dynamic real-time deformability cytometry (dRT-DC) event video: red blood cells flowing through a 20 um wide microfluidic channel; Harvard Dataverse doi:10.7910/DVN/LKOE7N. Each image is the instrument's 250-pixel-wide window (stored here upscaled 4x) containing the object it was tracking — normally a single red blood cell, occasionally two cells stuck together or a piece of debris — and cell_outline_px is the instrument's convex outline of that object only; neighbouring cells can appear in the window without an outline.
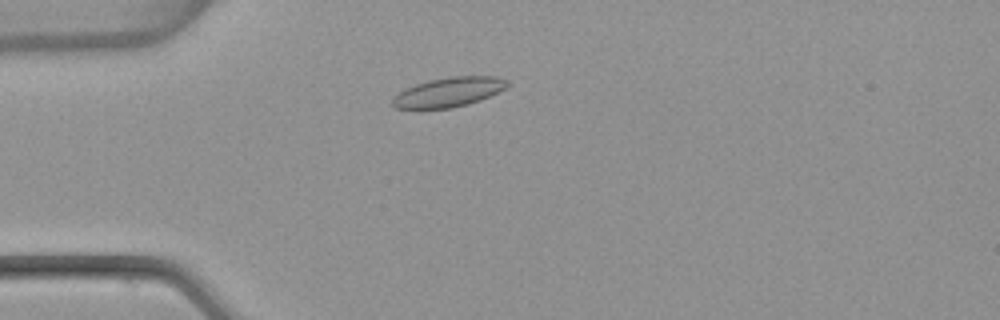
{"species": "common noctule bat (a hibernating species)", "species_latin": "Nyctalus noctula", "temperature_condition": "warm", "stored_images_in_passage": 48, "camera_frame_rate_fps": 3000, "um_per_image_px": 0.085, "animal": {"sex": "female", "body_mass_g": 22.7, "forearm_length_mm": 54.2}, "frame": {"image": 1, "passage_image": 9, "time_ms": 2.667, "image_size_px": [1000, 320], "cell_outline_px": [[512, 84], [480, 100], [468, 104], [452, 108], [420, 112], [396, 108], [392, 104], [392, 100], [400, 92], [416, 84], [428, 80], [448, 76], [496, 76], [508, 80]], "centroid_in_image_um": [38.09, 7.87], "position_along_channel_um": 46.9, "area_um2": 20.35}}
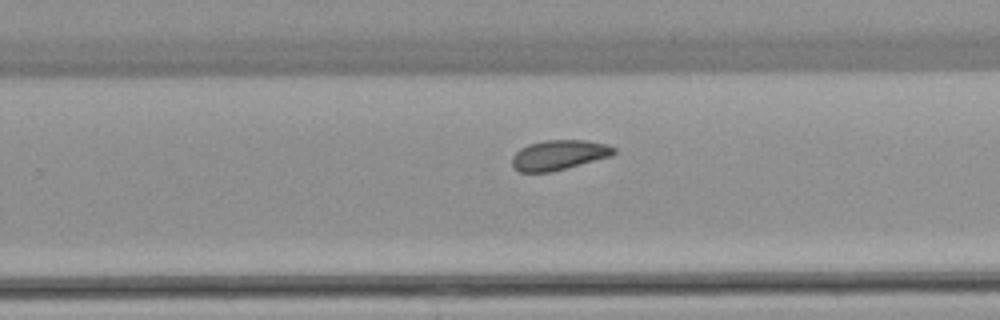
{"frame": {"image": 2, "passage_image": 29, "time_ms": 9.333, "image_size_px": [1000, 320], "cell_outline_px": [[616, 152], [612, 156], [548, 172], [520, 172], [512, 168], [512, 156], [520, 148], [528, 144], [544, 140], [588, 140], [604, 144], [616, 148]], "centroid_in_image_um": [47.48, 13.16], "position_along_channel_um": 282.3, "area_um2": 17.69}}
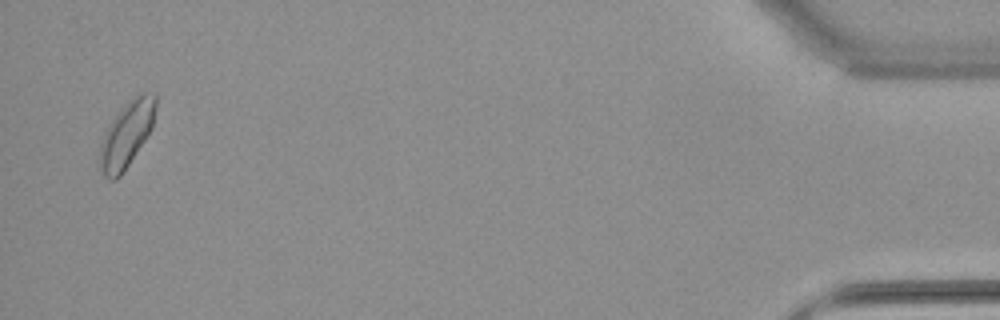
{"frame": {"image": 3, "passage_image": 47, "time_ms": 15.333, "image_size_px": [1000, 320], "cell_outline_px": [[156, 108], [152, 128], [120, 176], [116, 180], [108, 180], [100, 172], [100, 144], [104, 132], [108, 124], [128, 100], [140, 92], [156, 92]], "centroid_in_image_um": [10.76, 11.39], "position_along_channel_um": 424.4, "area_um2": 21.44}, "authors_computed_cell_mechanics": {"area_um2": 18.4093, "velocity_mm_per_s": 3.7965, "shape_relaxation_time_tau1_ms": 8.1421, "shape_relaxation_time_tau2_ms": null, "deformation_change_tau1": 0.098, "deformation_change_tau2": null}}